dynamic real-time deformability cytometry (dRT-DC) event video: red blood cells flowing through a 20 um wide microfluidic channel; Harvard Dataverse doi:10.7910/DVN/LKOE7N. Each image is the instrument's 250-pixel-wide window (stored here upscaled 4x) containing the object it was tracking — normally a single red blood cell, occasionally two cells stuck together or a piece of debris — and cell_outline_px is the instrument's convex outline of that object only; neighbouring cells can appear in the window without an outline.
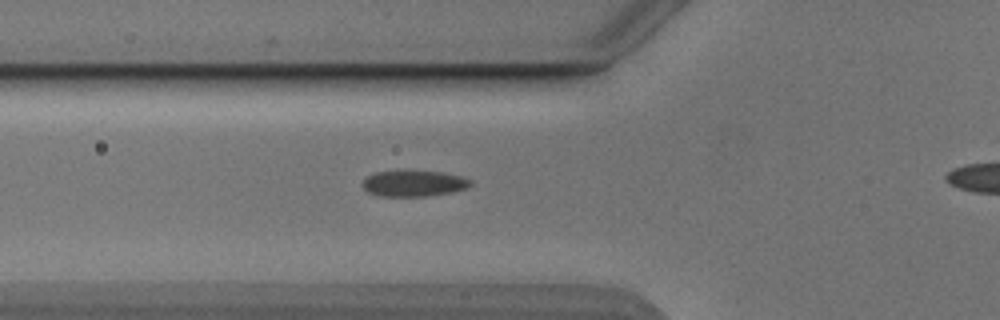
{"species": "Egyptian fruit bat (a non-hibernating species)", "species_latin": "Rousettus aegyptiacus", "temperature_condition": "cold", "stored_images_in_passage": 30, "camera_frame_rate_fps": 3000, "um_per_image_px": 0.085, "animal": {"sex": "male"}, "frame": {"image": 1, "passage_image": 3, "time_ms": 0.667, "image_size_px": [1000, 320], "cell_outline_px": [[472, 184], [468, 188], [452, 192], [428, 196], [380, 196], [368, 192], [364, 188], [364, 180], [368, 176], [376, 172], [444, 172], [460, 176], [472, 180]], "centroid_in_image_um": [35.23, 15.61], "position_along_channel_um": 90.6, "area_um2": 16.01}}
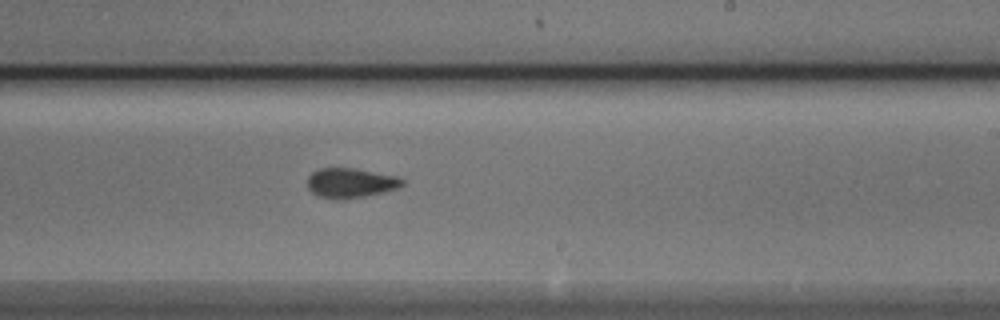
{"frame": {"image": 2, "passage_image": 16, "time_ms": 5.0, "image_size_px": [1000, 320], "cell_outline_px": [[404, 184], [396, 188], [384, 192], [344, 200], [336, 200], [320, 196], [312, 192], [308, 188], [308, 176], [312, 172], [320, 168], [352, 168], [396, 176], [404, 180]], "centroid_in_image_um": [29.78, 15.56], "position_along_channel_um": 259.2, "area_um2": 16.36}}
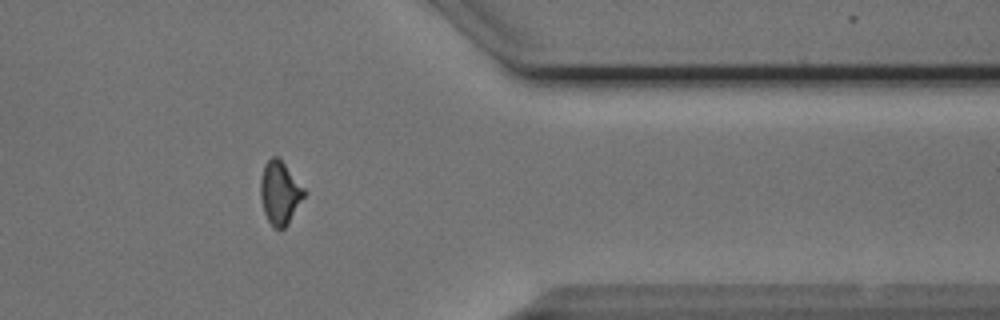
{"frame": {"image": 3, "passage_image": 27, "time_ms": 8.667, "image_size_px": [1000, 320], "cell_outline_px": [[308, 192], [288, 224], [284, 228], [276, 228], [268, 220], [264, 212], [260, 196], [260, 180], [264, 164], [272, 156], [280, 156]], "centroid_in_image_um": [23.82, 16.33], "position_along_channel_um": 387.6, "area_um2": 16.42}}